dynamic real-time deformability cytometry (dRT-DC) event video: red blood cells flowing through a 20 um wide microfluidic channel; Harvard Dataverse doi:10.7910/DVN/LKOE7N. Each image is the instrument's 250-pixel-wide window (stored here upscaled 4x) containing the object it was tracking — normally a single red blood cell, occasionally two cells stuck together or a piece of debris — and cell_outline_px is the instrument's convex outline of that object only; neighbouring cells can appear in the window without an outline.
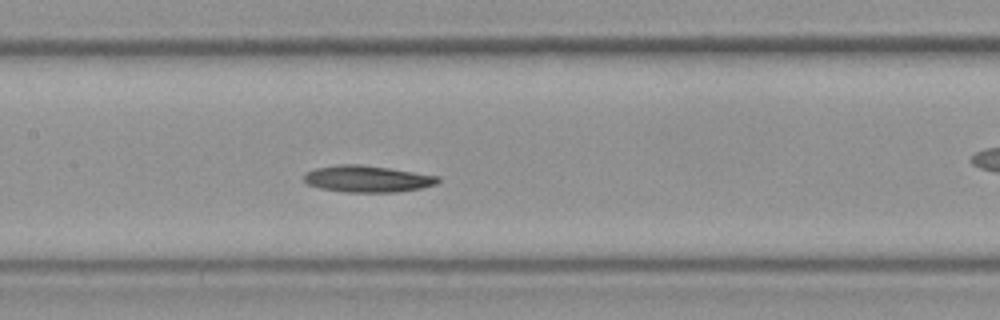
{"species": "Egyptian fruit bat (a non-hibernating species)", "species_latin": "Rousettus aegyptiacus", "temperature_condition": "room temperature", "stored_images_in_passage": 32, "camera_frame_rate_fps": 3000, "um_per_image_px": 0.085, "frame": {"image": 1, "passage_image": 14, "time_ms": 4.333, "image_size_px": [1000, 320], "cell_outline_px": [[440, 180], [436, 184], [420, 188], [396, 192], [348, 192], [320, 188], [308, 184], [304, 180], [304, 176], [308, 172], [316, 168], [336, 164], [360, 164], [388, 168], [440, 176]], "centroid_in_image_um": [31.24, 15.2], "position_along_channel_um": 176.2, "area_um2": 20.63}}